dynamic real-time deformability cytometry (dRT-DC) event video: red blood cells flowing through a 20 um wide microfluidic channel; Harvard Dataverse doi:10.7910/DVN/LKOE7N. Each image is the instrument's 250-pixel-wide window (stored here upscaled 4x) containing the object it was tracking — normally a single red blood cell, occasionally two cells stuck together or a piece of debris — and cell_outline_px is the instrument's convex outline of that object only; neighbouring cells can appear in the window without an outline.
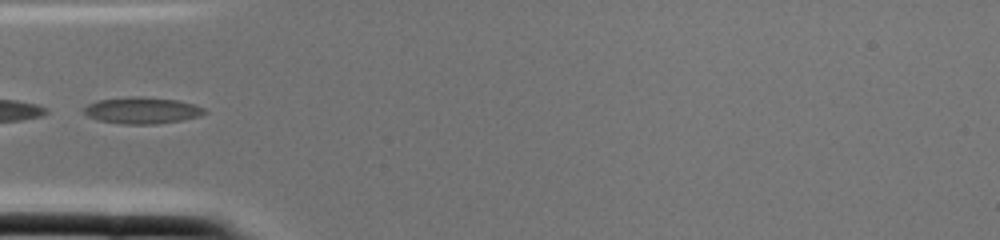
{"species": "common noctule bat (a hibernating species)", "species_latin": "Nyctalus noctula", "temperature_condition": "cold", "stored_images_in_passage": 2, "camera_frame_rate_fps": 3000, "um_per_image_px": 0.085, "animal": {"sex": "female", "body_mass_g": 22.0, "forearm_length_mm": 56.7}, "frame": {"image": 1, "passage_image": 2, "time_ms": 0.333, "image_size_px": [1000, 240], "cell_outline_px": [[208, 112], [200, 116], [180, 120], [156, 124], [120, 124], [96, 120], [88, 116], [84, 112], [84, 108], [88, 104], [96, 100], [132, 96], [140, 96], [176, 100], [196, 104], [204, 108]], "centroid_in_image_um": [12.07, 9.38], "position_along_channel_um": 72.9, "area_um2": 18.79}}